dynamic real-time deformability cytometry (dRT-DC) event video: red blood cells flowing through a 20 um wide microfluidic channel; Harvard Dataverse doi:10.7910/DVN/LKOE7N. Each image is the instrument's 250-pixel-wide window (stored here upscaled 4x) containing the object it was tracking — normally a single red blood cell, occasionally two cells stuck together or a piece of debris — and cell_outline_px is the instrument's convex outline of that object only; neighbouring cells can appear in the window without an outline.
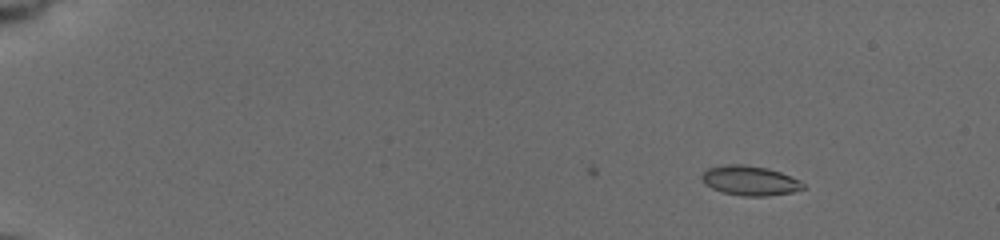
{"species": "common noctule bat (a hibernating species)", "species_latin": "Nyctalus noctula", "temperature_condition": "cold", "stored_images_in_passage": 44, "camera_frame_rate_fps": 3000, "um_per_image_px": 0.085, "animal": {"sex": "female", "body_mass_g": 19.5, "forearm_length_mm": 54.1}, "frame": {"image": 1, "passage_image": 1, "time_ms": 0.0, "image_size_px": [1000, 240], "cell_outline_px": [[804, 188], [792, 192], [768, 196], [744, 196], [724, 192], [712, 188], [700, 176], [708, 168], [724, 164], [744, 164], [768, 168], [780, 172], [800, 180], [804, 184]], "centroid_in_image_um": [63.77, 15.34], "position_along_channel_um": 21.2, "area_um2": 17.34}}
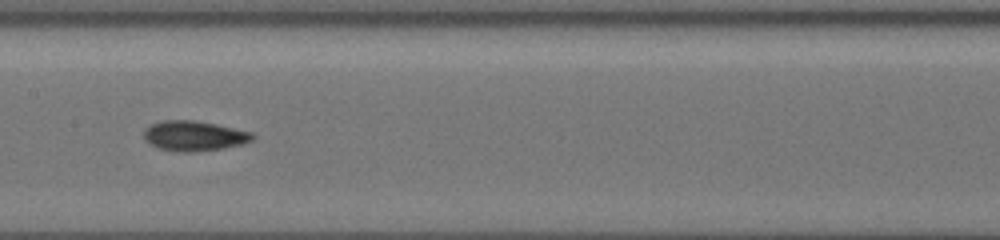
{"frame": {"image": 2, "passage_image": 25, "time_ms": 8.0, "image_size_px": [1000, 240], "cell_outline_px": [[256, 136], [252, 140], [240, 144], [224, 148], [192, 152], [180, 152], [160, 148], [148, 144], [144, 140], [144, 128], [152, 124], [164, 120], [196, 120], [216, 124], [252, 132]], "centroid_in_image_um": [16.48, 11.54], "position_along_channel_um": 190.9, "area_um2": 19.07}}
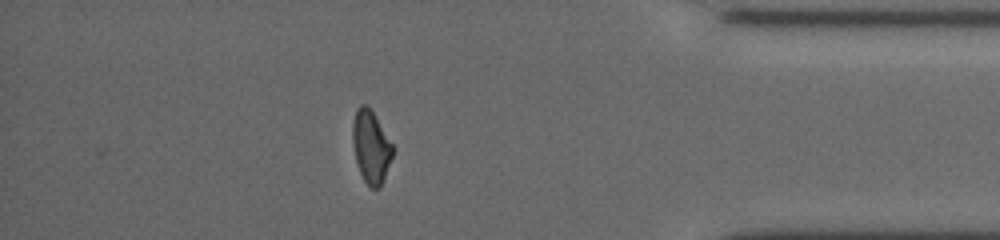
{"frame": {"image": 3, "passage_image": 44, "time_ms": 14.333, "image_size_px": [1000, 240], "cell_outline_px": [[392, 156], [384, 180], [380, 188], [372, 188], [364, 180], [360, 172], [356, 160], [352, 140], [352, 124], [356, 108], [360, 104], [368, 104], [372, 108], [392, 144]], "centroid_in_image_um": [31.52, 12.42], "position_along_channel_um": 403.7, "area_um2": 17.05}, "authors_computed_cell_mechanics": {"area_um2": 17.629, "velocity_mm_per_s": 3.77, "shape_relaxation_time_tau1_ms": 3.1558, "shape_relaxation_time_tau2_ms": 3.2998, "deformation_change_tau1": 0.1257, "deformation_change_tau2": 0.0486}}